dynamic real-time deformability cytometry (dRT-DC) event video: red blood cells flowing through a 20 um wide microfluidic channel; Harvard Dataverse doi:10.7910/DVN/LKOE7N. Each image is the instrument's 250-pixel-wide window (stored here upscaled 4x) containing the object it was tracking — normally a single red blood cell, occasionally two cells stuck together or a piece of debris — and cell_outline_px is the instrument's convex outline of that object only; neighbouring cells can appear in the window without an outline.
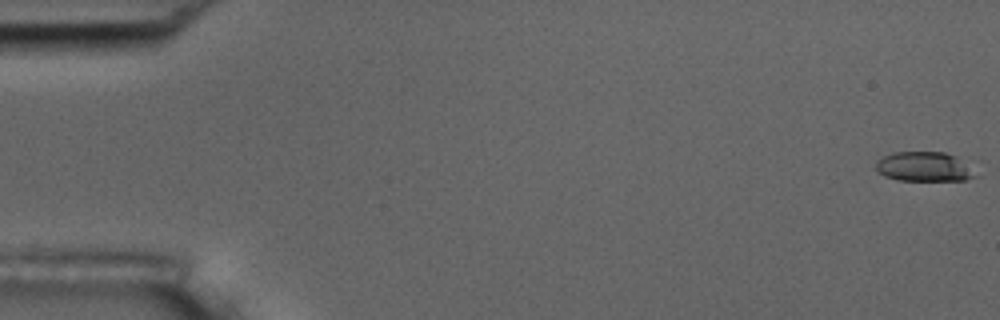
{"species": "common noctule bat (a hibernating species)", "species_latin": "Nyctalus noctula", "temperature_condition": "room temperature", "stored_images_in_passage": 7, "camera_frame_rate_fps": 3000, "um_per_image_px": 0.085, "animal": {"sex": "male", "body_mass_g": 17.5, "forearm_length_mm": 52.3}, "frame": {"image": 1, "passage_image": 1, "time_ms": 0.0, "image_size_px": [1000, 320], "cell_outline_px": [[976, 176], [964, 180], [896, 180], [884, 176], [876, 168], [876, 160], [892, 152], [944, 152], [956, 156]], "centroid_in_image_um": [78.46, 14.16], "position_along_channel_um": 6.5, "area_um2": 16.76}}
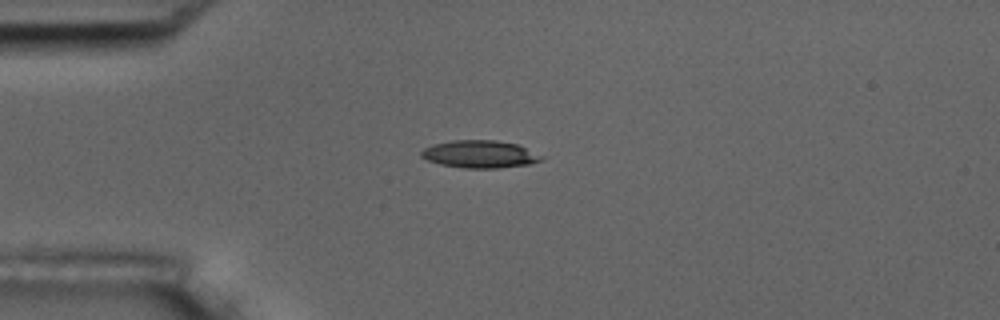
{"frame": {"image": 2, "passage_image": 5, "time_ms": 4.667, "image_size_px": [1000, 320], "cell_outline_px": [[544, 160], [528, 164], [496, 168], [464, 168], [440, 164], [428, 160], [420, 156], [420, 152], [424, 148], [432, 144], [452, 140], [496, 140], [520, 144], [544, 156]], "centroid_in_image_um": [40.81, 13.09], "position_along_channel_um": 44.2, "area_um2": 19.48}}